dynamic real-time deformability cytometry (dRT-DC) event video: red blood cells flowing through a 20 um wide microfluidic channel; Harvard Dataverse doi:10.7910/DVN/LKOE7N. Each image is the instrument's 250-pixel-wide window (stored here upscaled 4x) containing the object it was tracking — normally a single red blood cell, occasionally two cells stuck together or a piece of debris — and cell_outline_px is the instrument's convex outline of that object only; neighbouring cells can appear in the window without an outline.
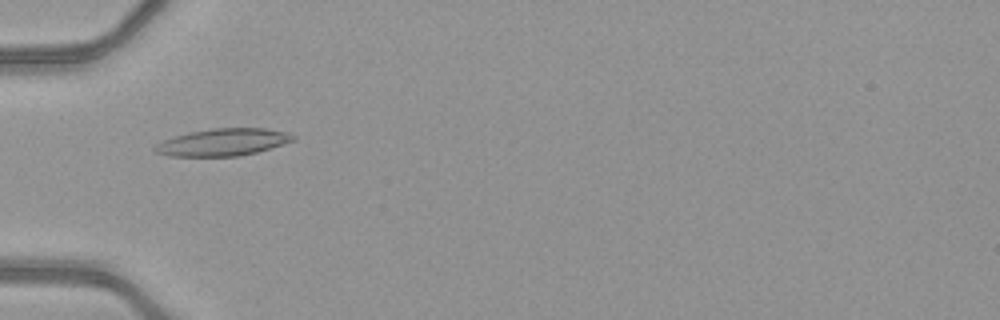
{"species": "common noctule bat (a hibernating species)", "species_latin": "Nyctalus noctula", "temperature_condition": "warm", "stored_images_in_passage": 34, "camera_frame_rate_fps": 3000, "um_per_image_px": 0.085, "animal": {"sex": "female", "body_mass_g": 21.9}, "frame": {"image": 1, "passage_image": 1, "time_ms": 0.0, "image_size_px": [1000, 320], "cell_outline_px": [[296, 140], [256, 152], [240, 156], [168, 156], [152, 152], [152, 148], [156, 144], [164, 140], [188, 132], [212, 128], [264, 128], [288, 132], [296, 136]], "centroid_in_image_um": [18.93, 12.09], "position_along_channel_um": 66.1, "area_um2": 22.02}}
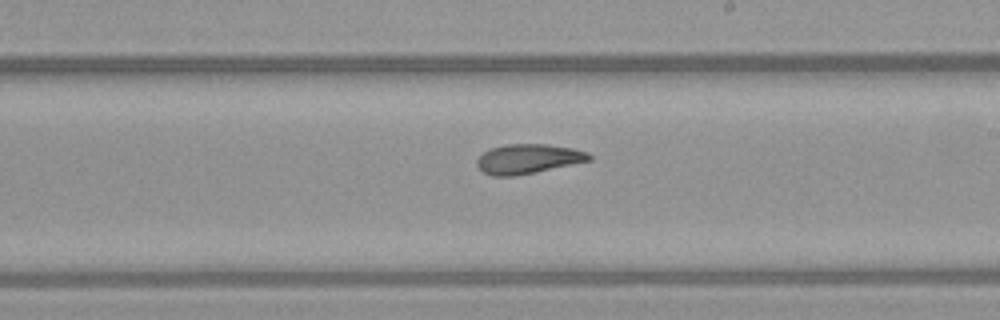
{"frame": {"image": 2, "passage_image": 14, "time_ms": 4.333, "image_size_px": [1000, 320], "cell_outline_px": [[592, 160], [516, 176], [492, 176], [484, 172], [476, 164], [476, 160], [488, 148], [508, 144], [544, 144], [572, 148], [588, 152], [592, 156]], "centroid_in_image_um": [44.88, 13.5], "position_along_channel_um": 244.1, "area_um2": 19.31}}
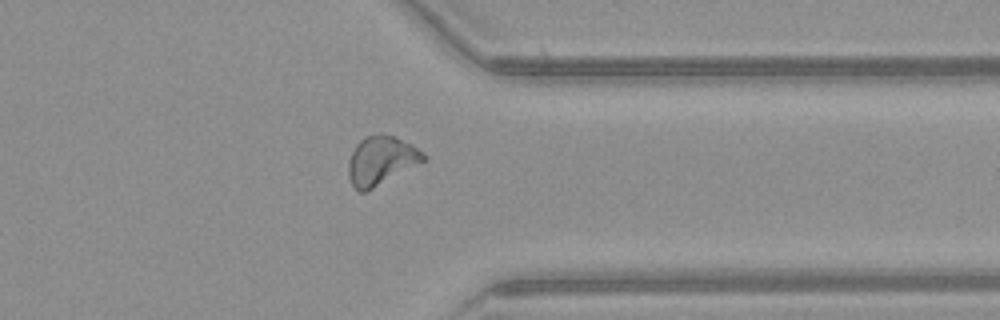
{"frame": {"image": 3, "passage_image": 24, "time_ms": 7.667, "image_size_px": [1000, 320], "cell_outline_px": [[428, 156], [424, 160], [372, 188], [364, 192], [360, 192], [352, 184], [348, 176], [348, 160], [356, 144], [364, 136], [396, 136], [412, 144]], "centroid_in_image_um": [32.37, 13.63], "position_along_channel_um": 379.0, "area_um2": 20.69}, "authors_computed_cell_mechanics": {"area_um2": 20.0277, "velocity_mm_per_s": 4.1344, "shape_relaxation_time_tau1_ms": null, "shape_relaxation_time_tau2_ms": 3.0417, "deformation_change_tau1": null, "deformation_change_tau2": 0.1125}}